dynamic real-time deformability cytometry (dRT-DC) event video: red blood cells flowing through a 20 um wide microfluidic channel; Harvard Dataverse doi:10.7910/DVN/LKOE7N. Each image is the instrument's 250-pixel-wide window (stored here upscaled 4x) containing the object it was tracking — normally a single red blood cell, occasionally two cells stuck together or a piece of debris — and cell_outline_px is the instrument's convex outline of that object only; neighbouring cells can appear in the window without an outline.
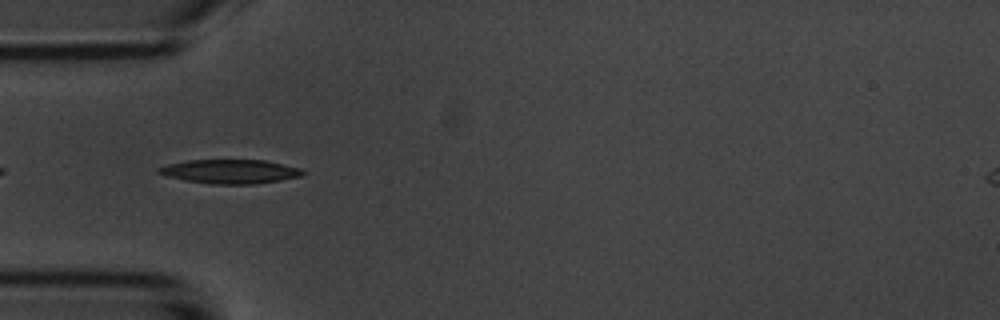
{"species": "common noctule bat (a hibernating species)", "species_latin": "Nyctalus noctula", "temperature_condition": "room temperature", "stored_images_in_passage": 15, "camera_frame_rate_fps": 3000, "um_per_image_px": 0.085, "animal": {"sex": "male", "body_mass_g": 20.1, "forearm_length_mm": 53.5}, "frame": {"image": 1, "passage_image": 5, "time_ms": 5.333, "image_size_px": [1000, 320], "cell_outline_px": [[308, 172], [300, 176], [280, 180], [252, 184], [212, 184], [184, 180], [164, 176], [156, 172], [156, 168], [168, 164], [188, 160], [264, 160], [304, 168]], "centroid_in_image_um": [19.57, 14.57], "position_along_channel_um": 65.4, "area_um2": 20.4}}
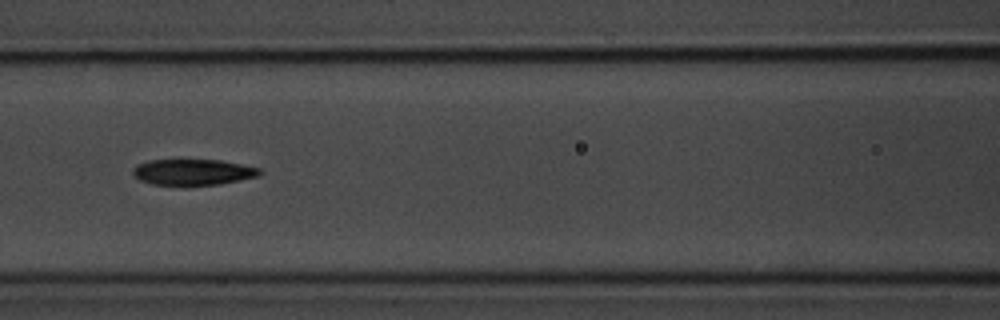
{"frame": {"image": 2, "passage_image": 7, "time_ms": 7.667, "image_size_px": [1000, 320], "cell_outline_px": [[264, 172], [260, 176], [220, 184], [184, 188], [152, 184], [140, 180], [132, 172], [132, 168], [136, 164], [148, 160], [220, 160], [260, 168]], "centroid_in_image_um": [16.39, 14.67], "position_along_channel_um": 150.2, "area_um2": 20.0}, "authors_computed_cell_mechanics": {"area_um2": 20.4034, "velocity_mm_per_s": 3.6239, "shape_relaxation_time_tau1_ms": 3.0586, "shape_relaxation_time_tau2_ms": 8.2957, "deformation_change_tau1": 0.1246, "deformation_change_tau2": 0.1673}}